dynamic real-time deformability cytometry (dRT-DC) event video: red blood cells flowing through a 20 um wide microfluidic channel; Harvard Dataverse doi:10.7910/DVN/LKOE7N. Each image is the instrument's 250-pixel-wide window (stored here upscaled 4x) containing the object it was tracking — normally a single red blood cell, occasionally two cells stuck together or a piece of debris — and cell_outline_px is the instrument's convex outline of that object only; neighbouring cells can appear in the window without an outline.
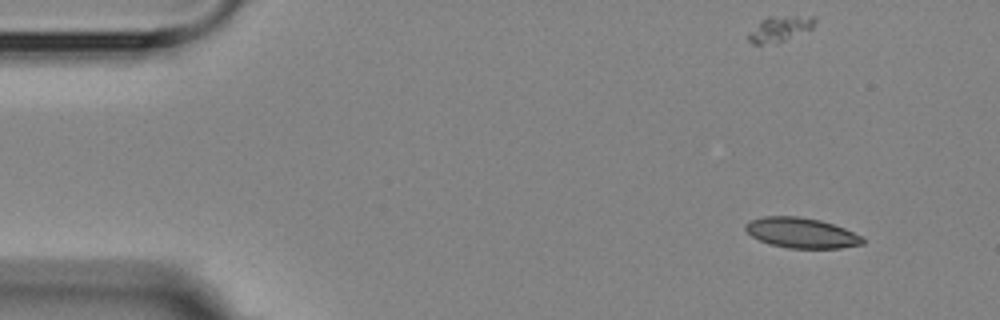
{"species": "Egyptian fruit bat (a non-hibernating species)", "species_latin": "Rousettus aegyptiacus", "temperature_condition": "room temperature", "stored_images_in_passage": 3, "camera_frame_rate_fps": 3000, "um_per_image_px": 0.085, "animal": {"sex": "female"}, "frame": {"image": 1, "passage_image": 1, "time_ms": 0.0, "image_size_px": [1000, 320], "cell_outline_px": [[864, 244], [840, 248], [788, 248], [768, 244], [752, 236], [744, 228], [744, 224], [748, 220], [764, 216], [796, 216], [820, 220], [844, 228], [860, 236], [864, 240]], "centroid_in_image_um": [68.07, 19.79], "position_along_channel_um": 16.9, "area_um2": 20.63}}